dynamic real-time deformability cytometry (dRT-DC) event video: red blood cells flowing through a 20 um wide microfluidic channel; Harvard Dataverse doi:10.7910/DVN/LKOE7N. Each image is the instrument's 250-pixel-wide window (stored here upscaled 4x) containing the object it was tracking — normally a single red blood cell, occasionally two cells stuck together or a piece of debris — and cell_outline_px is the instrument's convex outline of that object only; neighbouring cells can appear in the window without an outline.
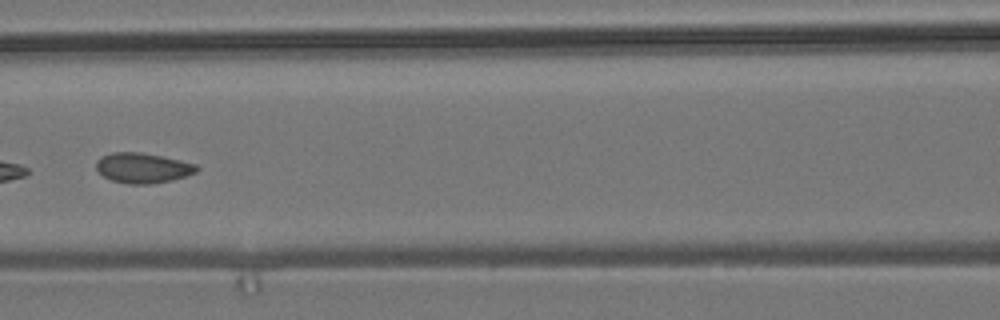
{"species": "common noctule bat (a hibernating species)", "species_latin": "Nyctalus noctula", "temperature_condition": "room temperature", "stored_images_in_passage": 9, "camera_frame_rate_fps": 3000, "um_per_image_px": 0.085, "animal": {"sex": "male", "body_mass_g": 19.2, "forearm_length_mm": 51.8}, "frame": {"image": 1, "passage_image": 7, "time_ms": 7.0, "image_size_px": [1000, 320], "cell_outline_px": [[200, 168], [196, 172], [172, 180], [148, 184], [128, 184], [112, 180], [104, 176], [96, 168], [96, 160], [112, 152], [140, 152], [164, 156], [196, 164]], "centroid_in_image_um": [12.15, 14.27], "position_along_channel_um": 154.5, "area_um2": 17.57}}
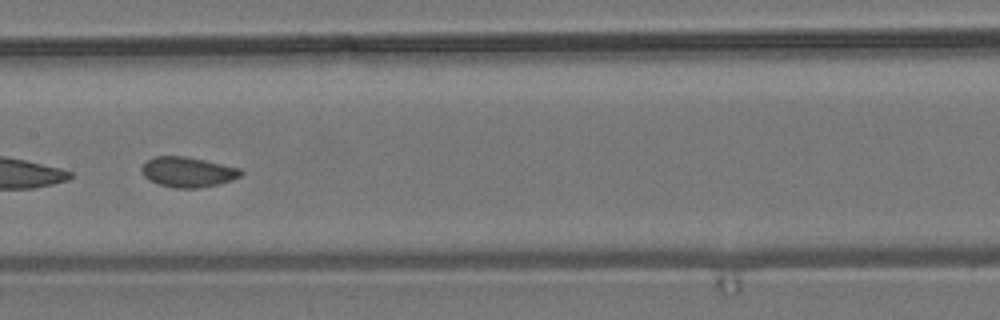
{"frame": {"image": 2, "passage_image": 8, "time_ms": 8.0, "image_size_px": [1000, 320], "cell_outline_px": [[244, 172], [240, 176], [232, 180], [200, 188], [172, 188], [148, 180], [144, 176], [140, 168], [148, 160], [156, 156], [184, 156], [204, 160], [240, 168]], "centroid_in_image_um": [15.95, 14.62], "position_along_channel_um": 191.4, "area_um2": 17.34}}
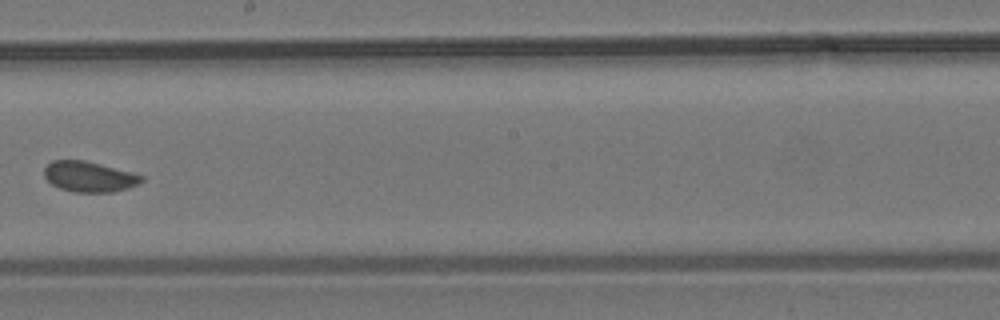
{"frame": {"image": 3, "passage_image": 9, "time_ms": 9.333, "image_size_px": [1000, 320], "cell_outline_px": [[144, 180], [128, 188], [112, 192], [76, 192], [60, 188], [52, 184], [44, 176], [44, 168], [52, 160], [84, 160], [100, 164], [144, 176]], "centroid_in_image_um": [7.56, 15.01], "position_along_channel_um": 240.6, "area_um2": 17.05}}